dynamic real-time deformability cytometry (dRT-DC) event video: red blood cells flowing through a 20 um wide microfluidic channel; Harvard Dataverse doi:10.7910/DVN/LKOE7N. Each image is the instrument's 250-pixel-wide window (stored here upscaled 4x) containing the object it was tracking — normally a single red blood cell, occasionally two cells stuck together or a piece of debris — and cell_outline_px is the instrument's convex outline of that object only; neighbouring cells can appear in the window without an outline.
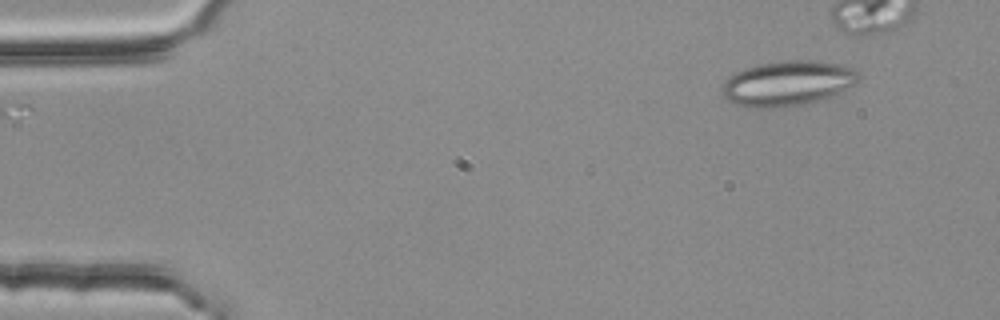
{"species": "common noctule bat (a hibernating species)", "species_latin": "Nyctalus noctula", "temperature_condition": "room temperature", "stored_images_in_passage": 38, "segment_of_instrument_passage": [1, 2], "camera_frame_rate_fps": 3000, "um_per_image_px": 0.085, "animal": {"sex": "female", "body_mass_g": 25.1}, "frame": {"image": 1, "passage_image": 1, "time_ms": 0.0, "image_size_px": [1000, 320], "cell_outline_px": [[864, 76], [856, 84], [824, 100], [804, 104], [768, 108], [756, 108], [736, 104], [728, 100], [724, 96], [720, 88], [724, 80], [728, 76], [744, 68], [756, 64], [784, 60], [812, 60], [836, 64], [852, 68]], "centroid_in_image_um": [66.96, 7.08], "position_along_channel_um": 18.0, "area_um2": 36.24}}